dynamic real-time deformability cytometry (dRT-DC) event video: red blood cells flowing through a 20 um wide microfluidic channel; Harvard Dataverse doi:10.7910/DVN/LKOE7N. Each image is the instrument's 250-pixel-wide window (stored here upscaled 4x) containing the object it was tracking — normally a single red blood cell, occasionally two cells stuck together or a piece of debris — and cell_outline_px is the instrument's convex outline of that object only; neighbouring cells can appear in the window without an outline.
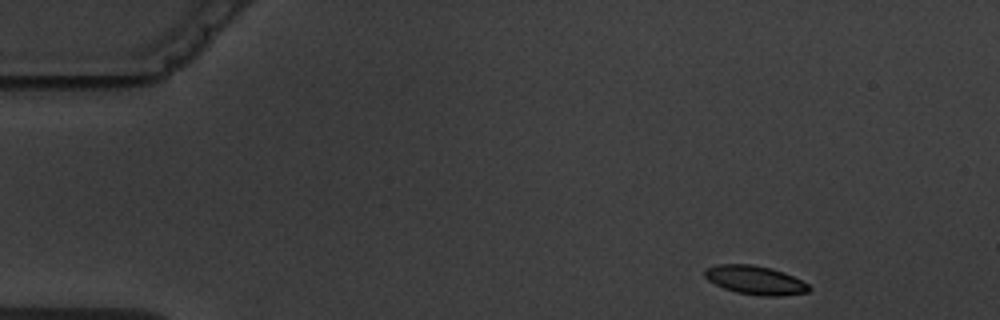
{"species": "common noctule bat (a hibernating species)", "species_latin": "Nyctalus noctula", "temperature_condition": "warm", "stored_images_in_passage": 3, "camera_frame_rate_fps": 3000, "um_per_image_px": 0.085, "animal": {"sex": "male", "body_mass_g": 19.5, "forearm_length_mm": 54.6}, "frame": {"image": 1, "passage_image": 1, "time_ms": 0.0, "image_size_px": [1000, 320], "cell_outline_px": [[812, 288], [808, 292], [780, 296], [760, 296], [736, 292], [724, 288], [708, 280], [704, 276], [704, 272], [708, 268], [716, 264], [752, 264], [772, 268], [784, 272], [808, 284]], "centroid_in_image_um": [64.2, 23.81], "position_along_channel_um": 20.8, "area_um2": 17.46}}
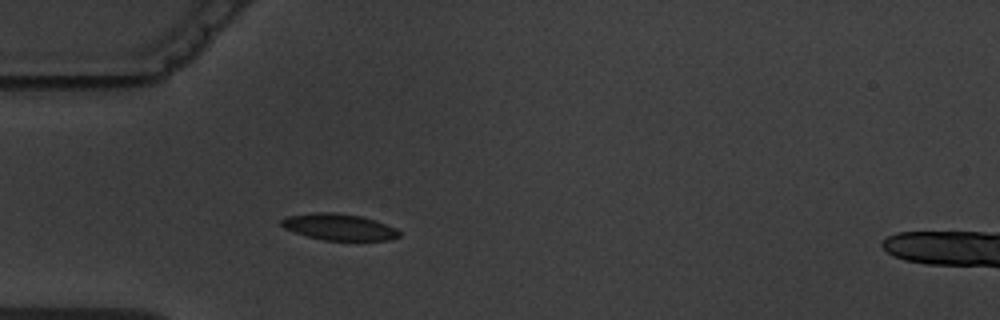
{"frame": {"image": 2, "passage_image": 3, "time_ms": 3.333, "image_size_px": [1000, 320], "cell_outline_px": [[400, 236], [388, 240], [324, 240], [308, 236], [284, 228], [280, 224], [280, 220], [288, 216], [316, 212], [336, 212], [360, 216], [376, 220], [396, 228], [400, 232]], "centroid_in_image_um": [28.83, 19.28], "position_along_channel_um": 56.2, "area_um2": 18.03}}